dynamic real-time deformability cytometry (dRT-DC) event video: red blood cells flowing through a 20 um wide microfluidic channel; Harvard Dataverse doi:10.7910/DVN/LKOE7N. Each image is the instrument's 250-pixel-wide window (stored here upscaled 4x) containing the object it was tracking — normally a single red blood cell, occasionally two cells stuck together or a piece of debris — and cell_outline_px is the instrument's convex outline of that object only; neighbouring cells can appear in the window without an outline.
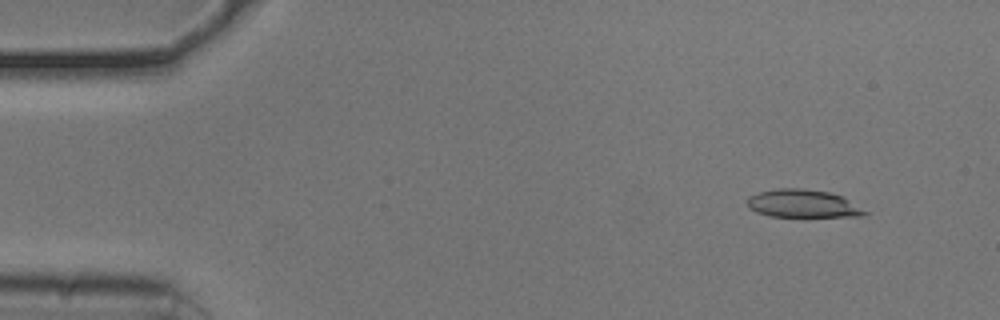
{"species": "common noctule bat (a hibernating species)", "species_latin": "Nyctalus noctula", "temperature_condition": "cold", "stored_images_in_passage": 15, "camera_frame_rate_fps": 3000, "um_per_image_px": 0.085, "animal": {"sex": "male", "body_mass_g": 20.5, "forearm_length_mm": 52.5}, "frame": {"image": 1, "passage_image": 5, "time_ms": 1.333, "image_size_px": [1000, 320], "cell_outline_px": [[868, 212], [860, 216], [768, 216], [756, 212], [748, 204], [748, 196], [760, 192], [776, 188], [804, 188], [828, 192], [840, 196]], "centroid_in_image_um": [68.19, 17.3], "position_along_channel_um": 16.8, "area_um2": 18.67}}
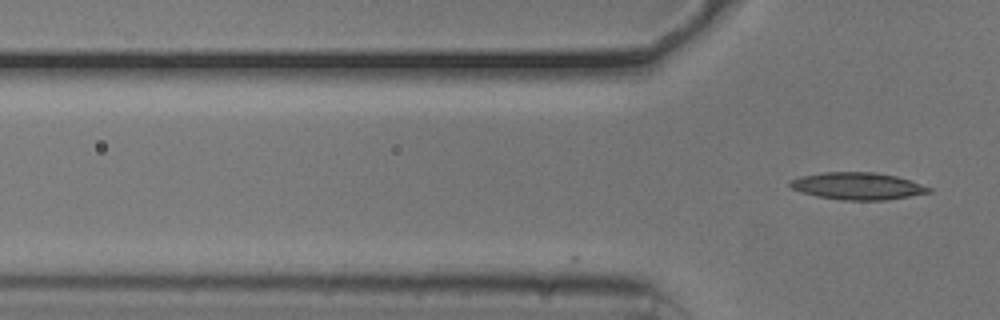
{"frame": {"image": 2, "passage_image": 15, "time_ms": 4.667, "image_size_px": [1000, 320], "cell_outline_px": [[932, 192], [884, 200], [840, 200], [816, 196], [800, 192], [792, 188], [788, 184], [792, 180], [800, 176], [824, 172], [876, 172], [896, 176], [932, 188]], "centroid_in_image_um": [72.86, 15.81], "position_along_channel_um": 52.9, "area_um2": 21.85}}